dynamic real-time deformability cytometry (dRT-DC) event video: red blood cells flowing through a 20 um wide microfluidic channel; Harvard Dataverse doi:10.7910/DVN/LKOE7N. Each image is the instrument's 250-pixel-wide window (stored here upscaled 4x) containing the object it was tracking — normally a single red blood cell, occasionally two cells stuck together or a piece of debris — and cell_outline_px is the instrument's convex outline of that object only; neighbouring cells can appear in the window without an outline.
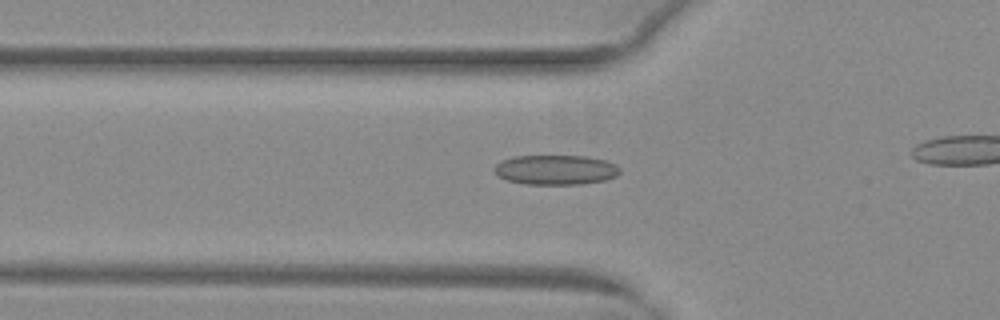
{"species": "common noctule bat (a hibernating species)", "species_latin": "Nyctalus noctula", "temperature_condition": "warm", "stored_images_in_passage": 31, "camera_frame_rate_fps": 3000, "um_per_image_px": 0.085, "animal": {"sex": "female", "body_mass_g": 29.2, "forearm_length_mm": 56.3}, "frame": {"image": 1, "passage_image": 7, "time_ms": 2.0, "image_size_px": [1000, 320], "cell_outline_px": [[620, 172], [616, 176], [604, 180], [580, 184], [524, 184], [508, 180], [500, 176], [492, 168], [500, 160], [512, 156], [588, 156], [604, 160], [616, 164], [620, 168]], "centroid_in_image_um": [47.22, 14.42], "position_along_channel_um": 78.6, "area_um2": 21.79}}
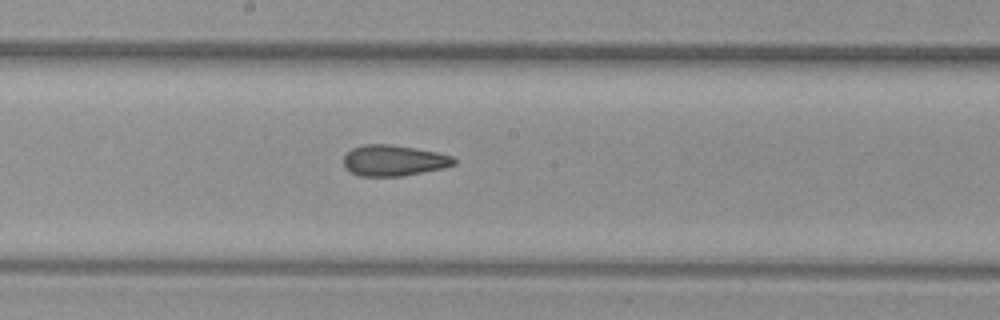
{"frame": {"image": 2, "passage_image": 17, "time_ms": 5.333, "image_size_px": [1000, 320], "cell_outline_px": [[456, 164], [444, 168], [400, 176], [360, 176], [352, 172], [344, 164], [344, 156], [352, 148], [364, 144], [388, 144], [416, 148], [436, 152], [452, 156], [456, 160]], "centroid_in_image_um": [33.49, 13.63], "position_along_channel_um": 214.7, "area_um2": 19.71}}
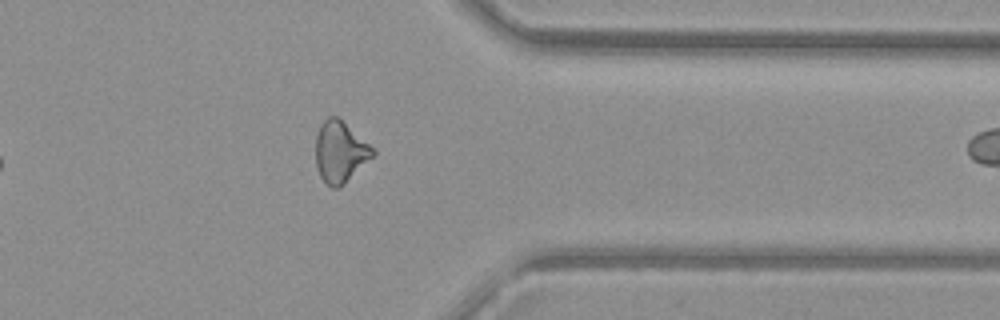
{"frame": {"image": 3, "passage_image": 30, "time_ms": 9.667, "image_size_px": [1000, 320], "cell_outline_px": [[376, 152], [340, 188], [332, 188], [320, 176], [316, 164], [316, 136], [320, 124], [328, 116], [336, 116], [376, 148]], "centroid_in_image_um": [28.91, 12.89], "position_along_channel_um": 382.5, "area_um2": 20.23}}